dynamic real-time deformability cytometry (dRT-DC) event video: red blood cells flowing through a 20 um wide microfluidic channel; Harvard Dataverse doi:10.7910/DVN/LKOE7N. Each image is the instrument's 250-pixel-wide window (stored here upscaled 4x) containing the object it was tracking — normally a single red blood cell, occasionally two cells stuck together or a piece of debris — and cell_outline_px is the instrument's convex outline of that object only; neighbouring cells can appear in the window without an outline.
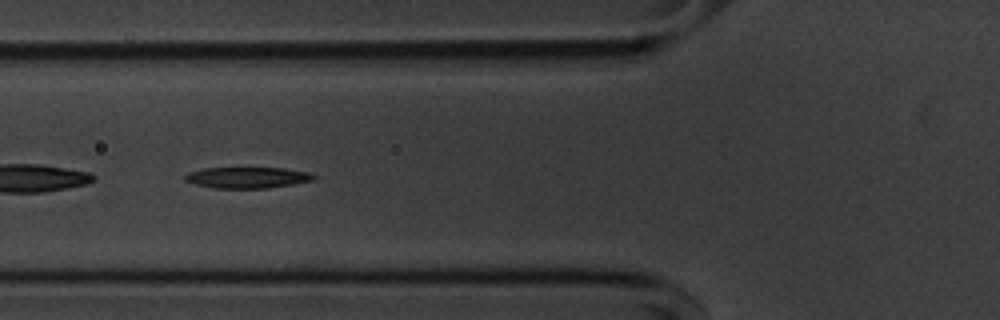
{"species": "common noctule bat (a hibernating species)", "species_latin": "Nyctalus noctula", "temperature_condition": "cold", "stored_images_in_passage": 55, "camera_frame_rate_fps": 3000, "um_per_image_px": 0.085, "animal": {"sex": "male", "body_mass_g": 20.1, "forearm_length_mm": 53.5}, "frame": {"image": 1, "passage_image": 20, "time_ms": 6.333, "image_size_px": [1000, 320], "cell_outline_px": [[316, 180], [268, 188], [212, 188], [196, 184], [184, 180], [184, 176], [188, 172], [204, 168], [284, 168], [308, 172], [316, 176]], "centroid_in_image_um": [21.03, 15.09], "position_along_channel_um": 104.8, "area_um2": 15.84}}
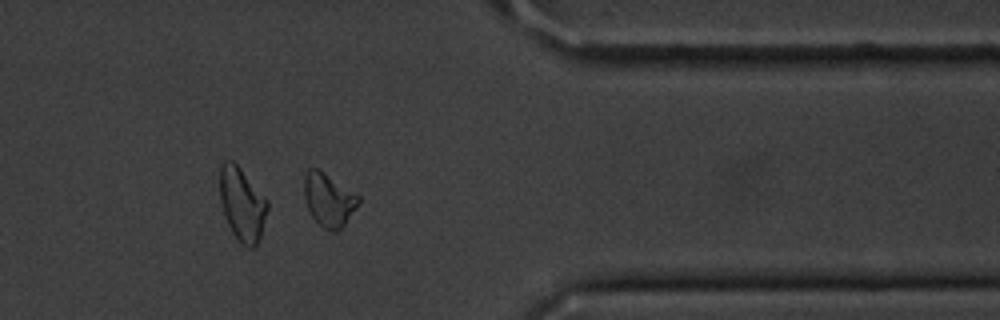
{"frame": {"image": 2, "passage_image": 44, "time_ms": 14.333, "image_size_px": [1000, 320], "cell_outline_px": [[360, 204], [344, 224], [336, 232], [332, 232], [324, 228], [312, 216], [308, 208], [304, 196], [304, 176], [308, 168], [316, 168], [324, 172], [360, 196]], "centroid_in_image_um": [27.95, 16.97], "position_along_channel_um": 383.5, "area_um2": 16.76}}
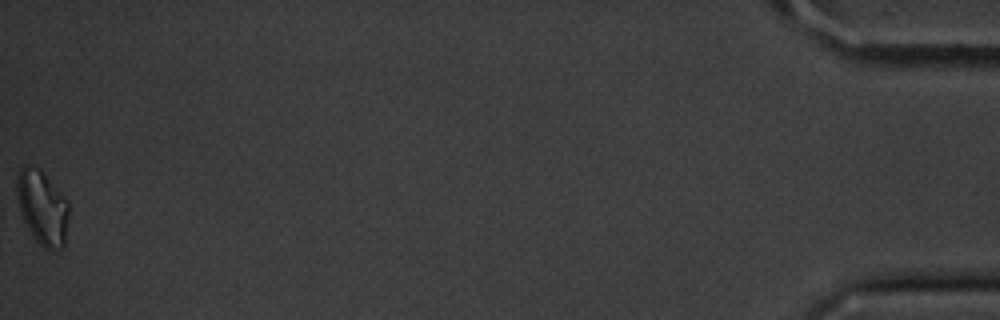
{"frame": {"image": 3, "passage_image": 55, "time_ms": 18.0, "image_size_px": [1000, 320], "cell_outline_px": [[68, 216], [64, 244], [60, 248], [52, 252], [44, 248], [36, 240], [28, 228], [24, 220], [20, 208], [16, 192], [16, 176], [20, 168], [24, 164], [32, 164], [40, 168], [68, 200]], "centroid_in_image_um": [3.59, 17.59], "position_along_channel_um": 431.6, "area_um2": 22.66}}